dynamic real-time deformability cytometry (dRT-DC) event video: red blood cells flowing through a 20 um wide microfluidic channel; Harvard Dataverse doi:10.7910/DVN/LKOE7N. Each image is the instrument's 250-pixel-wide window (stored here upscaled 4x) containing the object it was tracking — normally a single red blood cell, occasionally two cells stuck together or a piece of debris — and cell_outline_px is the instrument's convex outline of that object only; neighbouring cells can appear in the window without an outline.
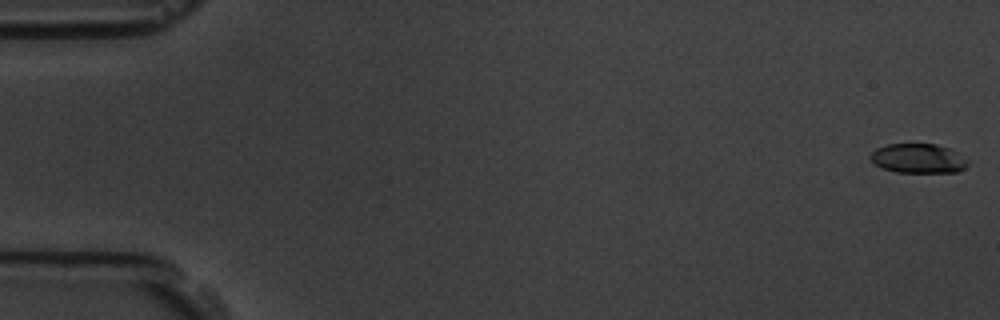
{"species": "common noctule bat (a hibernating species)", "species_latin": "Nyctalus noctula", "temperature_condition": "room temperature", "stored_images_in_passage": 58, "camera_frame_rate_fps": 3000, "um_per_image_px": 0.085, "animal": {"sex": "male", "body_mass_g": 19.5, "forearm_length_mm": 54.6}, "frame": {"image": 1, "passage_image": 1, "time_ms": 0.0, "image_size_px": [1000, 320], "cell_outline_px": [[968, 164], [964, 168], [956, 172], [896, 172], [880, 168], [868, 156], [876, 148], [888, 144], [936, 144], [948, 148], [968, 160]], "centroid_in_image_um": [78.01, 13.47], "position_along_channel_um": 7.0, "area_um2": 16.59}}
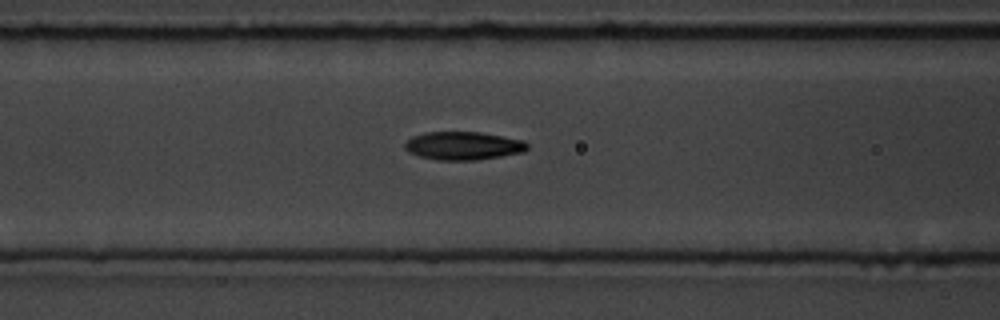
{"frame": {"image": 2, "passage_image": 24, "time_ms": 7.667, "image_size_px": [1000, 320], "cell_outline_px": [[528, 148], [524, 152], [476, 160], [436, 160], [420, 156], [408, 152], [404, 148], [404, 144], [412, 136], [424, 132], [480, 132], [524, 140], [528, 144]], "centroid_in_image_um": [39.36, 12.39], "position_along_channel_um": 127.2, "area_um2": 20.17}}
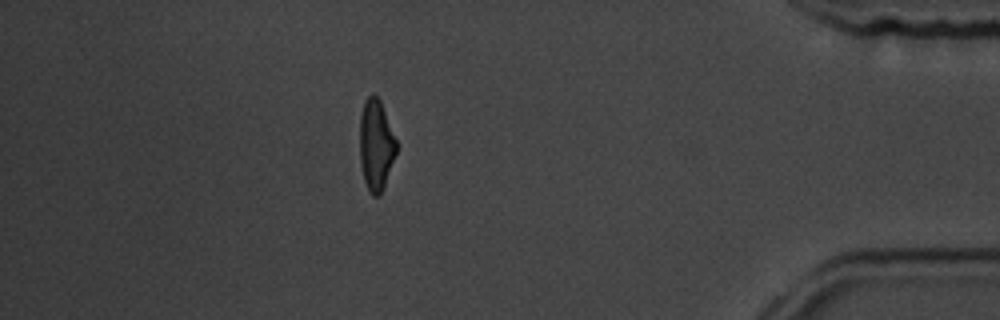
{"frame": {"image": 3, "passage_image": 51, "time_ms": 16.667, "image_size_px": [1000, 320], "cell_outline_px": [[396, 152], [384, 188], [380, 196], [372, 196], [368, 192], [364, 180], [360, 160], [360, 116], [364, 100], [372, 92], [380, 100], [396, 140]], "centroid_in_image_um": [31.94, 12.35], "position_along_channel_um": 403.3, "area_um2": 19.42}, "authors_computed_cell_mechanics": {"area_um2": 19.4786, "velocity_mm_per_s": 3.5587, "shape_relaxation_time_tau1_ms": 4.3783, "shape_relaxation_time_tau2_ms": 2.0496, "deformation_change_tau1": 0.1527, "deformation_change_tau2": 0.0874}}